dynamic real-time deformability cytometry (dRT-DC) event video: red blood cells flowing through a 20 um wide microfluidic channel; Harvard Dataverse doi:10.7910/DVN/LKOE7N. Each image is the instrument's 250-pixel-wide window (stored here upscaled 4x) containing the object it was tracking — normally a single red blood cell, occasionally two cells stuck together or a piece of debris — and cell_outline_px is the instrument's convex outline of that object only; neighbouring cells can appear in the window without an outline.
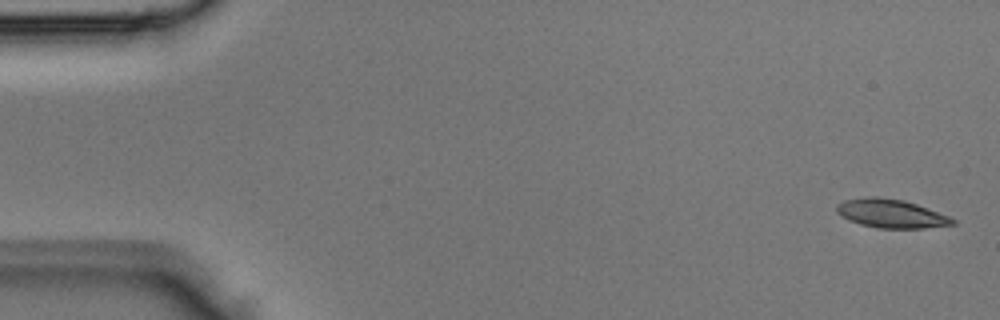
{"species": "Egyptian fruit bat (a non-hibernating species)", "species_latin": "Rousettus aegyptiacus", "temperature_condition": "room temperature", "stored_images_in_passage": 5, "segment_of_instrument_passage": [1, 2], "camera_frame_rate_fps": 3000, "um_per_image_px": 0.085, "animal": {"sex": "male"}, "frame": {"image": 1, "passage_image": 1, "time_ms": 0.0, "image_size_px": [1000, 320], "cell_outline_px": [[956, 224], [924, 228], [880, 228], [860, 224], [848, 220], [836, 212], [836, 204], [844, 200], [864, 196], [876, 196], [904, 200], [928, 208], [948, 216], [956, 220]], "centroid_in_image_um": [75.71, 18.14], "position_along_channel_um": 9.3, "area_um2": 19.42}}